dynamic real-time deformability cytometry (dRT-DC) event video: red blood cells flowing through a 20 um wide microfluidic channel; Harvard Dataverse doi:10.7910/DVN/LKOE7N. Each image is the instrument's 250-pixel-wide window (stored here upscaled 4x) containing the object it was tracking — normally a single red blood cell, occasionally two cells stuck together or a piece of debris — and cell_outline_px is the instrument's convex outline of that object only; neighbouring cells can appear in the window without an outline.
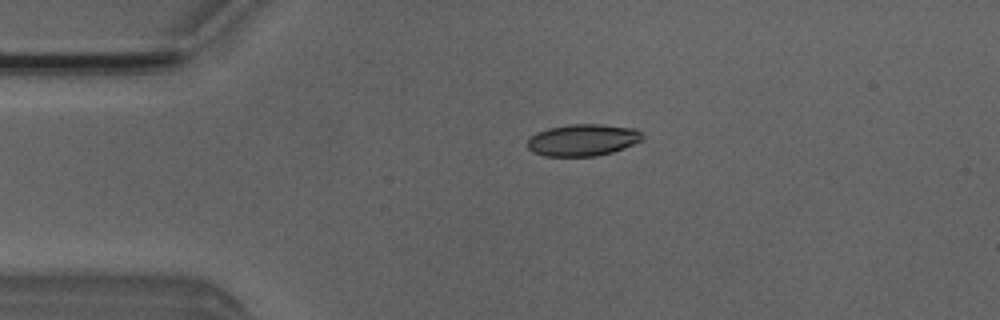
{"species": "Egyptian fruit bat (a non-hibernating species)", "species_latin": "Rousettus aegyptiacus", "temperature_condition": "room temperature", "stored_images_in_passage": 3, "camera_frame_rate_fps": 3000, "um_per_image_px": 0.085, "animal": {"sex": "male"}, "frame": {"image": 1, "passage_image": 3, "time_ms": 2.333, "image_size_px": [1000, 320], "cell_outline_px": [[644, 140], [624, 148], [612, 152], [596, 156], [544, 156], [532, 152], [528, 148], [528, 140], [536, 132], [548, 128], [568, 124], [600, 124], [636, 128], [644, 132]], "centroid_in_image_um": [49.59, 11.89], "position_along_channel_um": 35.4, "area_um2": 21.62}}